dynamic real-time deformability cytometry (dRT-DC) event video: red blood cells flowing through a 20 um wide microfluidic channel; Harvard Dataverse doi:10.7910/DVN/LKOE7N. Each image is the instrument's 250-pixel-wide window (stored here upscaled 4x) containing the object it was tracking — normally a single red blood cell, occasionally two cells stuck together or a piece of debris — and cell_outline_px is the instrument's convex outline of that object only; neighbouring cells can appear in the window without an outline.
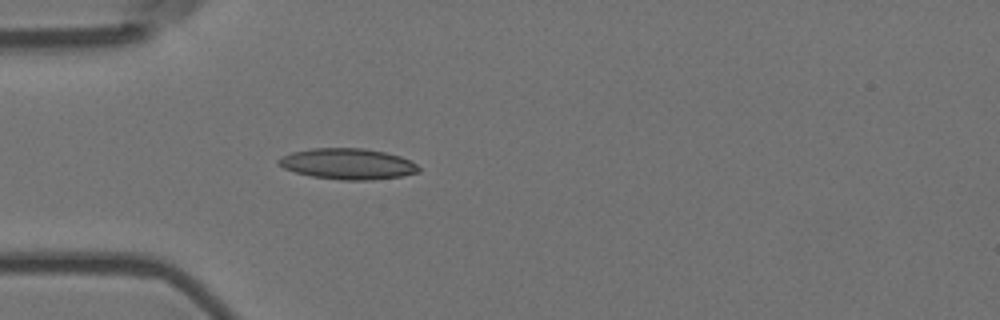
{"species": "Egyptian fruit bat (a non-hibernating species)", "species_latin": "Rousettus aegyptiacus", "temperature_condition": "room temperature", "stored_images_in_passage": 4, "camera_frame_rate_fps": 3000, "um_per_image_px": 0.085, "animal": {"sex": "female"}, "frame": {"image": 1, "passage_image": 4, "time_ms": 1.0, "image_size_px": [1000, 320], "cell_outline_px": [[420, 172], [404, 176], [372, 180], [340, 180], [312, 176], [296, 172], [284, 168], [276, 160], [292, 152], [312, 148], [364, 148], [384, 152], [400, 156], [416, 164], [420, 168]], "centroid_in_image_um": [29.59, 13.93], "position_along_channel_um": 55.4, "area_um2": 25.14}}